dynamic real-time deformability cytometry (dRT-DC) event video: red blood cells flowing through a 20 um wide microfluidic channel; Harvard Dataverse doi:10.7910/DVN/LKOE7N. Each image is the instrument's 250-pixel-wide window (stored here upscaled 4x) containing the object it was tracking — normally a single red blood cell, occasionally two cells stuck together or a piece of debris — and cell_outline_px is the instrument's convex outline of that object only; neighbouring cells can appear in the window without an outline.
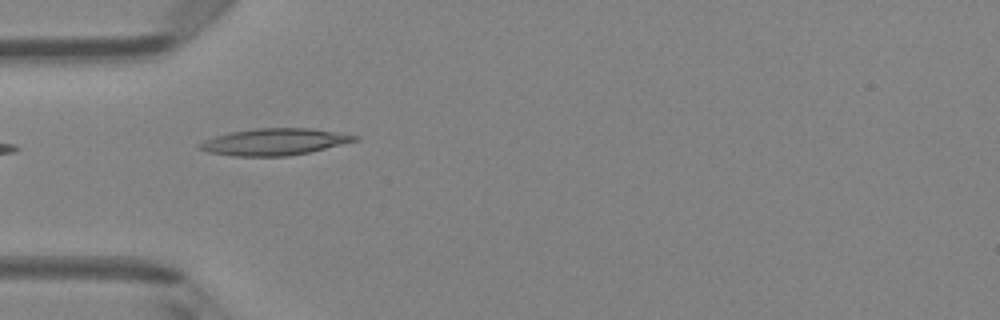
{"species": "Egyptian fruit bat (a non-hibernating species)", "species_latin": "Rousettus aegyptiacus", "temperature_condition": "room temperature", "stored_images_in_passage": 7, "camera_frame_rate_fps": 3000, "um_per_image_px": 0.085, "animal": {"sex": "female"}, "frame": {"image": 1, "passage_image": 5, "time_ms": 4.667, "image_size_px": [1000, 320], "cell_outline_px": [[360, 140], [308, 152], [288, 156], [232, 156], [208, 152], [200, 148], [196, 144], [204, 140], [216, 136], [232, 132], [256, 128], [312, 128], [360, 136]], "centroid_in_image_um": [23.33, 12.05], "position_along_channel_um": 61.7, "area_um2": 24.04}}
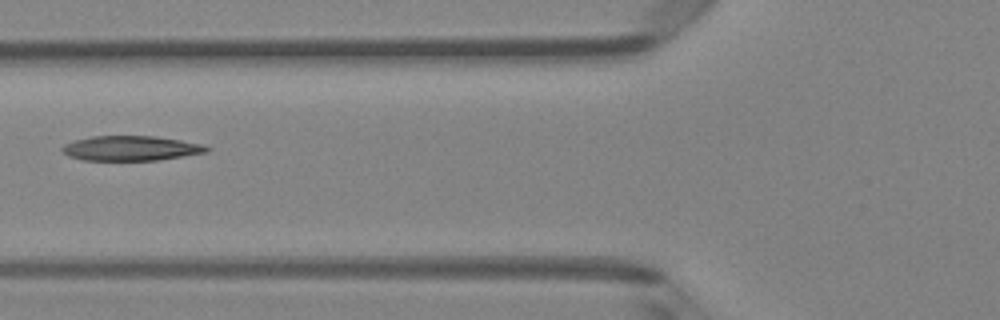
{"frame": {"image": 2, "passage_image": 6, "time_ms": 6.0, "image_size_px": [1000, 320], "cell_outline_px": [[212, 148], [208, 152], [160, 160], [84, 160], [68, 156], [60, 148], [64, 144], [76, 140], [92, 136], [156, 136], [204, 144]], "centroid_in_image_um": [11.17, 12.6], "position_along_channel_um": 114.6, "area_um2": 20.98}}
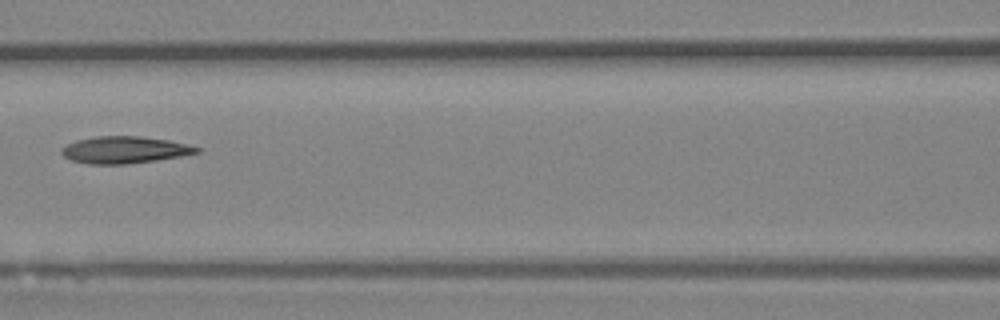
{"frame": {"image": 3, "passage_image": 7, "time_ms": 7.0, "image_size_px": [1000, 320], "cell_outline_px": [[200, 152], [180, 156], [156, 160], [124, 164], [88, 164], [72, 160], [64, 156], [60, 152], [60, 148], [76, 140], [96, 136], [140, 136], [168, 140], [200, 148]], "centroid_in_image_um": [10.54, 12.73], "position_along_channel_um": 156.1, "area_um2": 21.04}}